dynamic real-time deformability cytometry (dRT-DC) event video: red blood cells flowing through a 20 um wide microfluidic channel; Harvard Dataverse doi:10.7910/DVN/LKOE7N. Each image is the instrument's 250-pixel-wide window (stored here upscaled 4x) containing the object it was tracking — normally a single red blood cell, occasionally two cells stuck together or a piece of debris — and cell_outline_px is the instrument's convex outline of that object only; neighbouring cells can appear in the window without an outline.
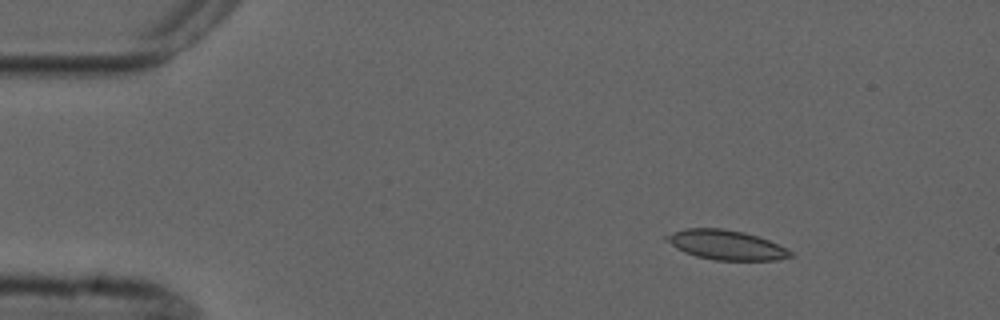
{"species": "common noctule bat (a hibernating species)", "species_latin": "Nyctalus noctula", "temperature_condition": "cold", "stored_images_in_passage": 3, "camera_frame_rate_fps": 3000, "um_per_image_px": 0.085, "animal": {"sex": "male", "forearm_length_mm": 52.5}, "frame": {"image": 1, "passage_image": 1, "time_ms": 0.0, "image_size_px": [1000, 320], "cell_outline_px": [[792, 256], [776, 260], [716, 260], [696, 256], [684, 252], [676, 248], [664, 240], [664, 236], [672, 232], [684, 228], [724, 228], [744, 232], [768, 240], [792, 252]], "centroid_in_image_um": [61.65, 20.81], "position_along_channel_um": 23.4, "area_um2": 21.27}}